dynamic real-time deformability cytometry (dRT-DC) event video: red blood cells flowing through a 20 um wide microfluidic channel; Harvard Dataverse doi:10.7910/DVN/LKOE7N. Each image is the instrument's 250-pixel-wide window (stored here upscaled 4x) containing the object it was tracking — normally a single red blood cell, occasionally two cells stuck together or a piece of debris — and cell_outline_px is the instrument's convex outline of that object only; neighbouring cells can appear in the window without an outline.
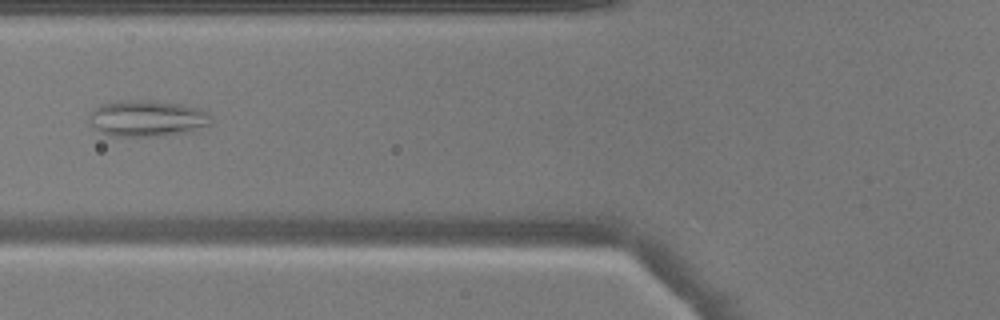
{"species": "common noctule bat (a hibernating species)", "species_latin": "Nyctalus noctula", "temperature_condition": "warm", "stored_images_in_passage": 50, "camera_frame_rate_fps": 3000, "um_per_image_px": 0.085, "animal": {"sex": "male", "body_mass_g": 17.9}, "frame": {"image": 1, "passage_image": 20, "time_ms": 6.333, "image_size_px": [1000, 320], "cell_outline_px": [[212, 124], [192, 132], [160, 136], [112, 136], [100, 132], [88, 120], [88, 116], [100, 104], [128, 100], [148, 100], [184, 104], [200, 108], [208, 112], [212, 116]], "centroid_in_image_um": [12.59, 10.07], "position_along_channel_um": 113.2, "area_um2": 26.13}}
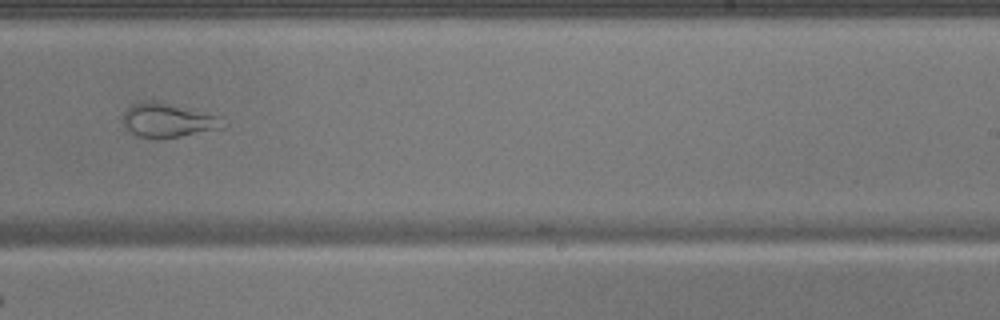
{"frame": {"image": 2, "passage_image": 32, "time_ms": 10.333, "image_size_px": [1000, 320], "cell_outline_px": [[228, 124], [224, 128], [180, 136], [136, 136], [120, 120], [124, 112], [132, 104], [152, 100], [220, 116]], "centroid_in_image_um": [14.31, 10.2], "position_along_channel_um": 274.7, "area_um2": 19.31}}
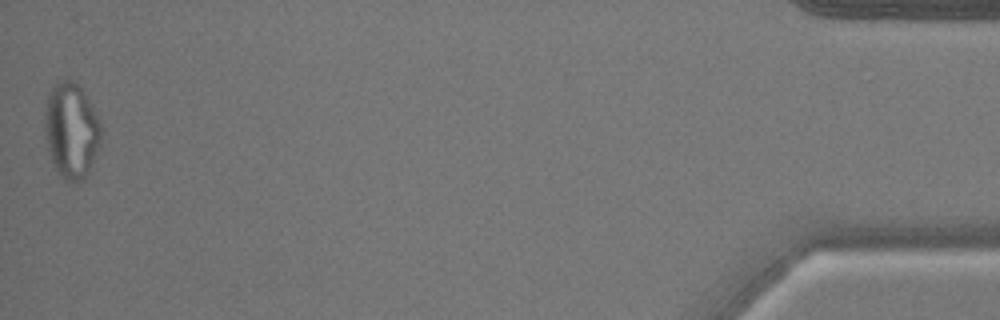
{"frame": {"image": 3, "passage_image": 50, "time_ms": 16.333, "image_size_px": [1000, 320], "cell_outline_px": [[100, 144], [84, 180], [68, 184], [56, 172], [52, 164], [48, 148], [44, 128], [44, 112], [48, 96], [52, 88], [60, 80], [72, 80], [80, 88], [100, 120]], "centroid_in_image_um": [6.03, 11.15], "position_along_channel_um": 429.2, "area_um2": 31.21}}